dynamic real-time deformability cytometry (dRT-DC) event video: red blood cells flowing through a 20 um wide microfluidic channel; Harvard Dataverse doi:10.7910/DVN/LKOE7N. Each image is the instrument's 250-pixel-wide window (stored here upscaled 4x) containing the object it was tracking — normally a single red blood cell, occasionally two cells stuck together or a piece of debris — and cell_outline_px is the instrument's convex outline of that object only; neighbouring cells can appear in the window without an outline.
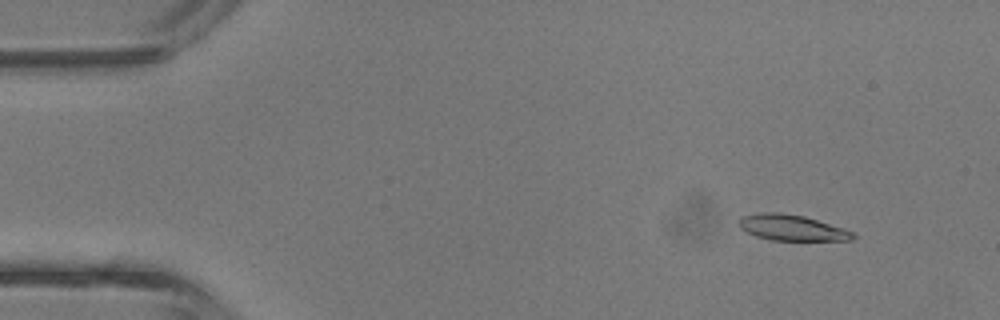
{"species": "common noctule bat (a hibernating species)", "species_latin": "Nyctalus noctula", "temperature_condition": "room temperature", "stored_images_in_passage": 16, "camera_frame_rate_fps": 3000, "um_per_image_px": 0.085, "animal": {"sex": "male", "body_mass_g": 13.3}, "frame": {"image": 1, "passage_image": 4, "time_ms": 1.0, "image_size_px": [1000, 320], "cell_outline_px": [[856, 236], [852, 240], [772, 240], [756, 236], [740, 228], [740, 216], [764, 212], [780, 212], [804, 216], [844, 228], [852, 232]], "centroid_in_image_um": [67.31, 19.35], "position_along_channel_um": 17.7, "area_um2": 16.99}}
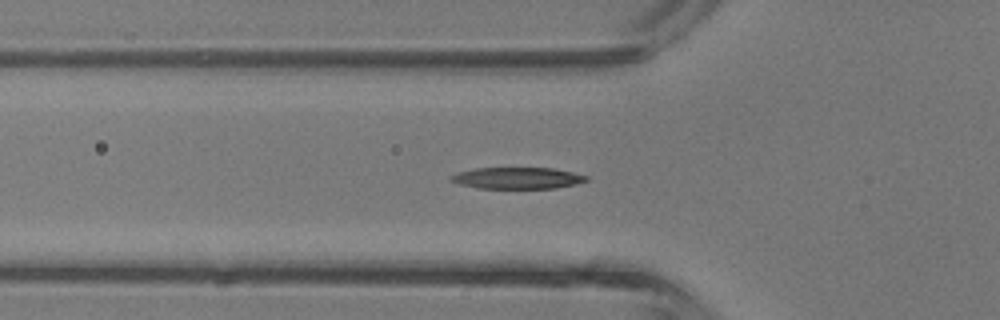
{"frame": {"image": 2, "passage_image": 14, "time_ms": 4.333, "image_size_px": [1000, 320], "cell_outline_px": [[588, 180], [576, 184], [556, 188], [480, 188], [460, 184], [448, 180], [448, 176], [456, 172], [476, 168], [556, 168], [588, 176]], "centroid_in_image_um": [43.95, 15.13], "position_along_channel_um": 81.8, "area_um2": 17.05}}
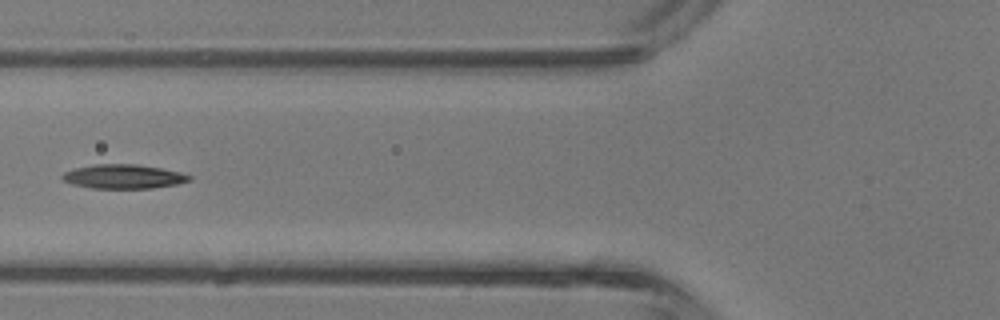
{"frame": {"image": 3, "passage_image": 16, "time_ms": 5.0, "image_size_px": [1000, 320], "cell_outline_px": [[192, 180], [176, 184], [152, 188], [92, 188], [72, 184], [64, 180], [60, 176], [64, 172], [72, 168], [92, 164], [136, 164], [160, 168], [180, 172], [192, 176]], "centroid_in_image_um": [10.47, 15.0], "position_along_channel_um": 115.3, "area_um2": 17.92}}